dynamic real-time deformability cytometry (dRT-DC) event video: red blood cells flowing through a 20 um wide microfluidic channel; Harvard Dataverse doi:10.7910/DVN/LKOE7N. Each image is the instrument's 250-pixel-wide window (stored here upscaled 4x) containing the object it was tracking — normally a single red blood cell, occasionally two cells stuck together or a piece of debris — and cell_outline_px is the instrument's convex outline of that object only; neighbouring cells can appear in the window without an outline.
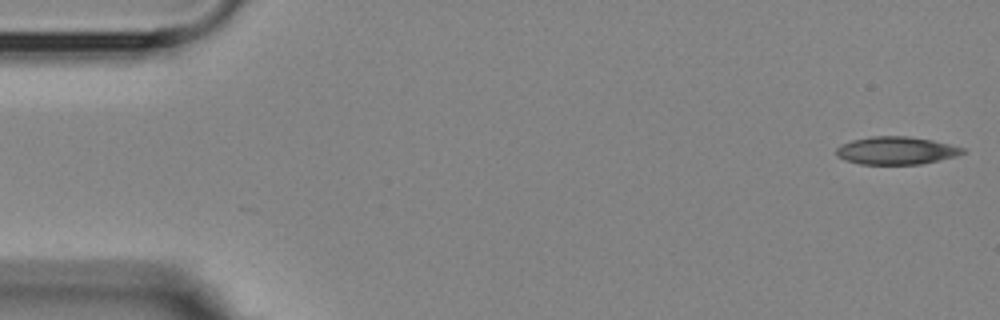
{"species": "Egyptian fruit bat (a non-hibernating species)", "species_latin": "Rousettus aegyptiacus", "temperature_condition": "room temperature", "stored_images_in_passage": 4, "camera_frame_rate_fps": 3000, "um_per_image_px": 0.085, "animal": {"sex": "female"}, "frame": {"image": 1, "passage_image": 1, "time_ms": 0.0, "image_size_px": [1000, 320], "cell_outline_px": [[968, 152], [956, 156], [940, 160], [920, 164], [860, 164], [844, 160], [836, 156], [836, 148], [840, 144], [852, 140], [872, 136], [908, 136], [932, 140], [964, 148]], "centroid_in_image_um": [76.16, 12.8], "position_along_channel_um": 8.8, "area_um2": 20.58}}
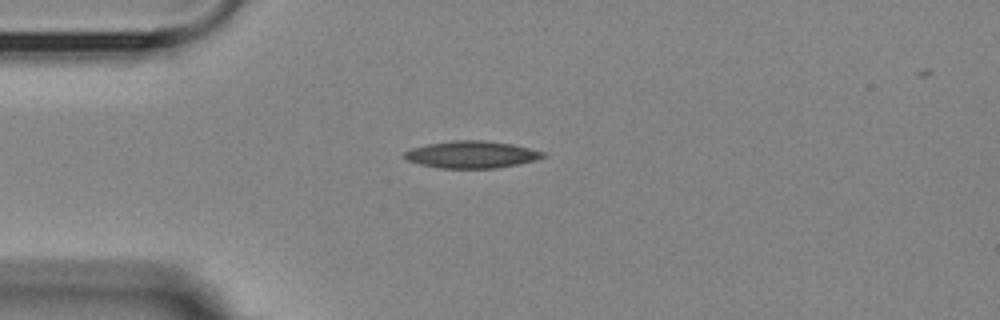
{"frame": {"image": 2, "passage_image": 4, "time_ms": 4.0, "image_size_px": [1000, 320], "cell_outline_px": [[548, 156], [536, 160], [496, 168], [440, 168], [420, 164], [408, 160], [404, 156], [404, 152], [412, 148], [428, 144], [452, 140], [484, 140], [512, 144], [544, 152]], "centroid_in_image_um": [40.1, 13.13], "position_along_channel_um": 44.9, "area_um2": 21.73}}